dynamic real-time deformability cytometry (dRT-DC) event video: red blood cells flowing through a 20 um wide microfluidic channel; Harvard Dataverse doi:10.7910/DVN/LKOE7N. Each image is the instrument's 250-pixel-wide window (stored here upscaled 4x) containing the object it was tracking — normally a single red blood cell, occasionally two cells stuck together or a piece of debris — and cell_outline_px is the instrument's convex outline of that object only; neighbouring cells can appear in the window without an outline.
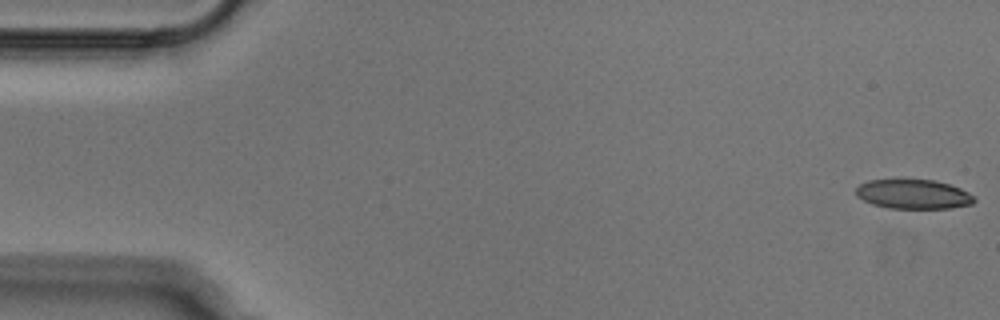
{"species": "Egyptian fruit bat (a non-hibernating species)", "species_latin": "Rousettus aegyptiacus", "temperature_condition": "cold", "stored_images_in_passage": 52, "camera_frame_rate_fps": 3000, "um_per_image_px": 0.085, "animal": {"sex": "male"}, "frame": {"image": 1, "passage_image": 1, "time_ms": 0.0, "image_size_px": [1000, 320], "cell_outline_px": [[976, 200], [972, 204], [952, 208], [888, 208], [872, 204], [856, 196], [856, 188], [860, 184], [868, 180], [936, 180], [960, 188], [976, 196]], "centroid_in_image_um": [77.66, 16.51], "position_along_channel_um": 7.3, "area_um2": 20.29}}
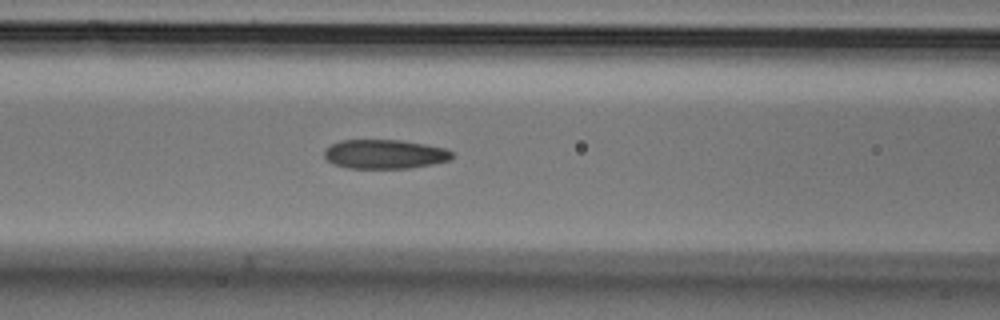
{"frame": {"image": 2, "passage_image": 21, "time_ms": 6.667, "image_size_px": [1000, 320], "cell_outline_px": [[456, 156], [452, 160], [432, 164], [408, 168], [348, 168], [332, 164], [324, 156], [324, 148], [340, 140], [404, 140], [444, 148], [452, 152]], "centroid_in_image_um": [32.71, 13.1], "position_along_channel_um": 133.9, "area_um2": 21.91}}
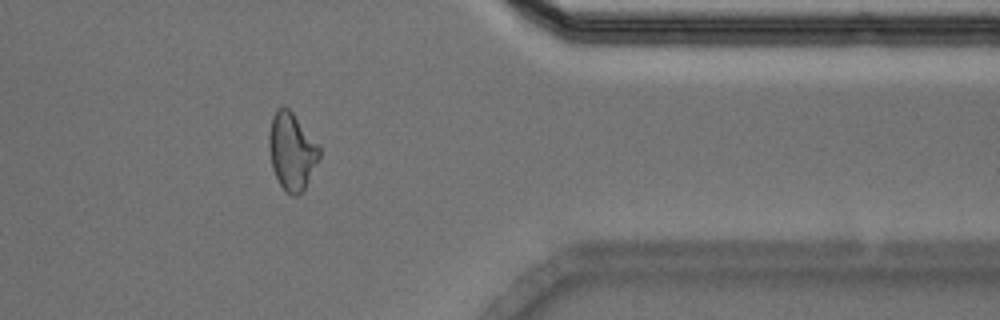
{"frame": {"image": 3, "passage_image": 42, "time_ms": 13.667, "image_size_px": [1000, 320], "cell_outline_px": [[320, 156], [304, 188], [296, 196], [292, 196], [284, 192], [272, 168], [268, 148], [268, 132], [272, 116], [276, 108], [288, 108], [292, 112], [320, 144]], "centroid_in_image_um": [24.79, 12.84], "position_along_channel_um": 386.6, "area_um2": 22.77}}